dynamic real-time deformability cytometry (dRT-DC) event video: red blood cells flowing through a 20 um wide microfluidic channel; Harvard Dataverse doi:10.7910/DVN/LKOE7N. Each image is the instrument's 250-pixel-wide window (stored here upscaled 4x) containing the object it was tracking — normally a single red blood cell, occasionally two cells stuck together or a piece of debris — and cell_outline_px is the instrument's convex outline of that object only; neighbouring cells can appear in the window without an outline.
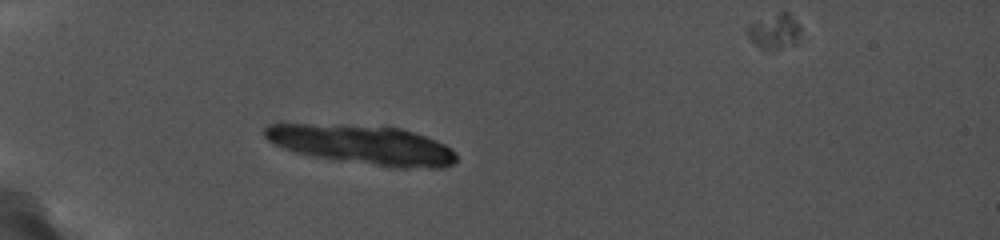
{"species": "common noctule bat (a hibernating species)", "species_latin": "Nyctalus noctula", "temperature_condition": "cold", "stored_images_in_passage": 24, "segment_of_instrument_passage": [1, 2], "camera_frame_rate_fps": 5000, "um_per_image_px": 0.085, "animal": {"sex": "female", "body_mass_g": 19.0, "forearm_length_mm": 56.7}, "frame": {"image": 1, "passage_image": 1, "time_ms": 0.0, "image_size_px": [1000, 240], "cell_outline_px": [[800, 36], [792, 44], [776, 48], [760, 48], [744, 32], [744, 28], [748, 24], [780, 12], [788, 12], [792, 16], [800, 28]], "centroid_in_image_um": [65.78, 2.63], "position_along_channel_um": 19.2, "area_um2": 10.52}}